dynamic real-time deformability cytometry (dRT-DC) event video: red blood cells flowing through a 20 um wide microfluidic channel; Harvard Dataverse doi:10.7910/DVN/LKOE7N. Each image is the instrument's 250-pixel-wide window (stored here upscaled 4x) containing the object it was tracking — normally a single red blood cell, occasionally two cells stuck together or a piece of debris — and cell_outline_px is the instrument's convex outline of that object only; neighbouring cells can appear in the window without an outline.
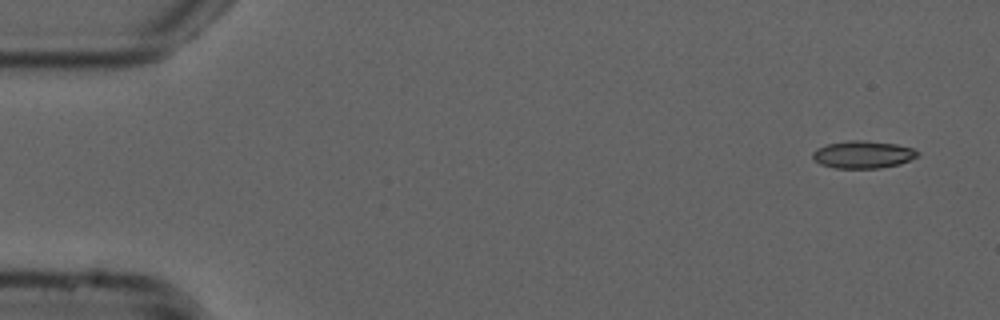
{"species": "common noctule bat (a hibernating species)", "species_latin": "Nyctalus noctula", "temperature_condition": "cold", "stored_images_in_passage": 52, "camera_frame_rate_fps": 3000, "um_per_image_px": 0.085, "animal": {"sex": "male", "forearm_length_mm": 52.5}, "frame": {"image": 1, "passage_image": 1, "time_ms": 0.0, "image_size_px": [1000, 320], "cell_outline_px": [[920, 156], [900, 164], [880, 168], [836, 168], [820, 164], [812, 156], [812, 152], [816, 148], [828, 144], [848, 140], [868, 140], [896, 144], [912, 148], [920, 152]], "centroid_in_image_um": [73.38, 13.13], "position_along_channel_um": 11.6, "area_um2": 16.94}}
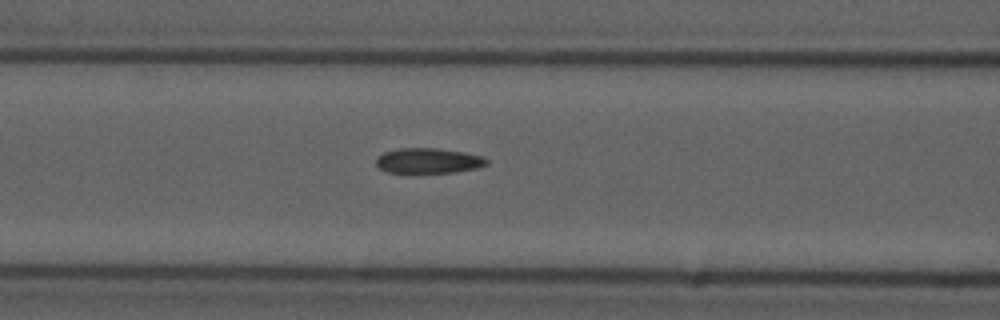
{"frame": {"image": 2, "passage_image": 20, "time_ms": 6.333, "image_size_px": [1000, 320], "cell_outline_px": [[488, 164], [480, 168], [456, 172], [388, 172], [380, 168], [376, 164], [376, 156], [384, 152], [400, 148], [436, 148], [464, 152], [480, 156], [488, 160]], "centroid_in_image_um": [36.42, 13.66], "position_along_channel_um": 130.2, "area_um2": 16.18}}
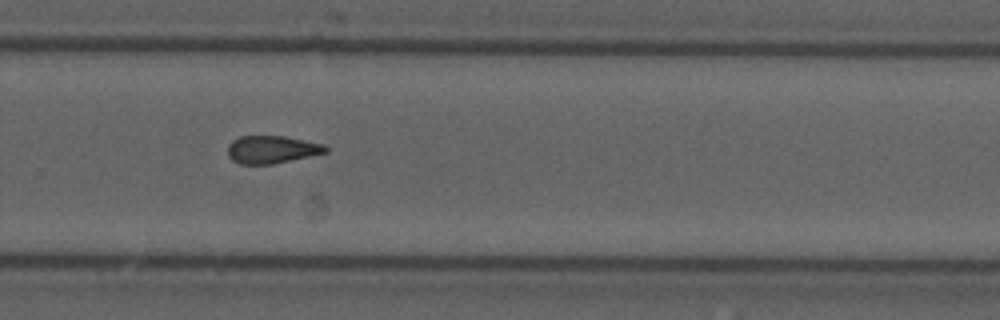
{"frame": {"image": 3, "passage_image": 34, "time_ms": 11.0, "image_size_px": [1000, 320], "cell_outline_px": [[328, 152], [272, 164], [240, 164], [232, 160], [228, 156], [228, 144], [232, 140], [240, 136], [284, 136], [324, 144], [328, 148]], "centroid_in_image_um": [23.09, 12.7], "position_along_channel_um": 306.7, "area_um2": 15.78}, "authors_computed_cell_mechanics": {"area_um2": 16.3863, "velocity_mm_per_s": 3.792, "shape_relaxation_time_tau1_ms": null, "shape_relaxation_time_tau2_ms": 3.272, "deformation_change_tau1": null, "deformation_change_tau2": 0.1067}}